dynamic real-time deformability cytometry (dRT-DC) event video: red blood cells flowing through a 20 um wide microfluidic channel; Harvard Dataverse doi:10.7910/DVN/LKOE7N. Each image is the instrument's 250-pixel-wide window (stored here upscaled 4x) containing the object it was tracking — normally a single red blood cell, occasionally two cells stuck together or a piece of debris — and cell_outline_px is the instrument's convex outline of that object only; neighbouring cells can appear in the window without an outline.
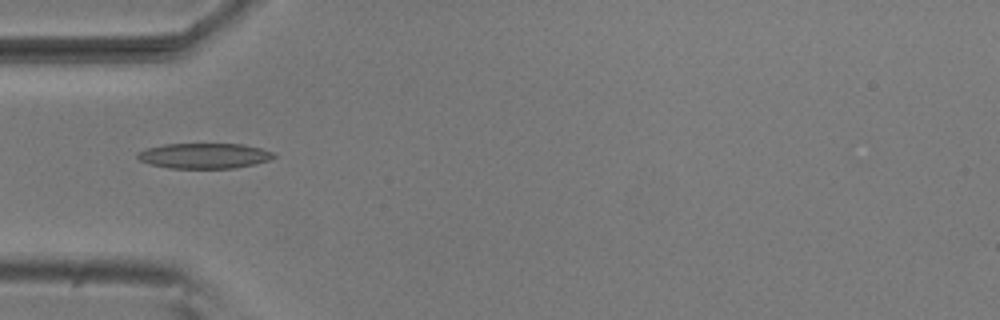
{"species": "common noctule bat (a hibernating species)", "species_latin": "Nyctalus noctula", "temperature_condition": "room temperature", "stored_images_in_passage": 10, "camera_frame_rate_fps": 3000, "um_per_image_px": 0.085, "animal": {"sex": "male", "body_mass_g": 20.5, "forearm_length_mm": 52.5}, "frame": {"image": 1, "passage_image": 4, "time_ms": 1.0, "image_size_px": [1000, 320], "cell_outline_px": [[276, 156], [268, 160], [236, 168], [168, 168], [148, 164], [140, 160], [136, 156], [136, 152], [144, 148], [164, 144], [240, 144], [260, 148], [272, 152]], "centroid_in_image_um": [17.28, 13.24], "position_along_channel_um": 67.7, "area_um2": 20.11}}
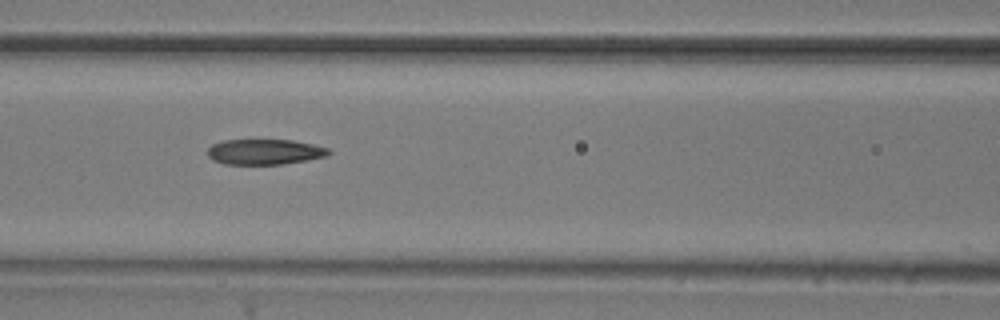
{"frame": {"image": 2, "passage_image": 6, "time_ms": 1.667, "image_size_px": [1000, 320], "cell_outline_px": [[332, 152], [328, 156], [280, 164], [224, 164], [212, 160], [208, 156], [208, 148], [212, 144], [224, 140], [292, 140], [312, 144], [328, 148]], "centroid_in_image_um": [22.48, 12.9], "position_along_channel_um": 144.1, "area_um2": 17.86}}
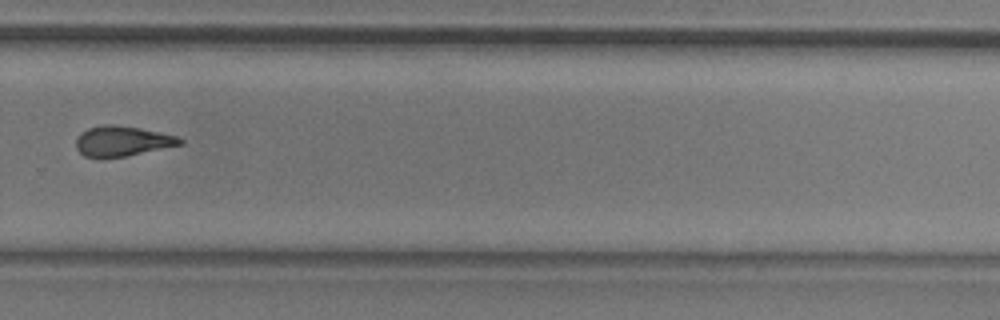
{"frame": {"image": 3, "passage_image": 10, "time_ms": 3.0, "image_size_px": [1000, 320], "cell_outline_px": [[184, 144], [104, 160], [84, 156], [76, 148], [76, 140], [80, 132], [88, 128], [104, 124], [116, 124], [140, 128], [160, 132], [176, 136], [184, 140]], "centroid_in_image_um": [10.35, 12.01], "position_along_channel_um": 319.4, "area_um2": 18.61}}